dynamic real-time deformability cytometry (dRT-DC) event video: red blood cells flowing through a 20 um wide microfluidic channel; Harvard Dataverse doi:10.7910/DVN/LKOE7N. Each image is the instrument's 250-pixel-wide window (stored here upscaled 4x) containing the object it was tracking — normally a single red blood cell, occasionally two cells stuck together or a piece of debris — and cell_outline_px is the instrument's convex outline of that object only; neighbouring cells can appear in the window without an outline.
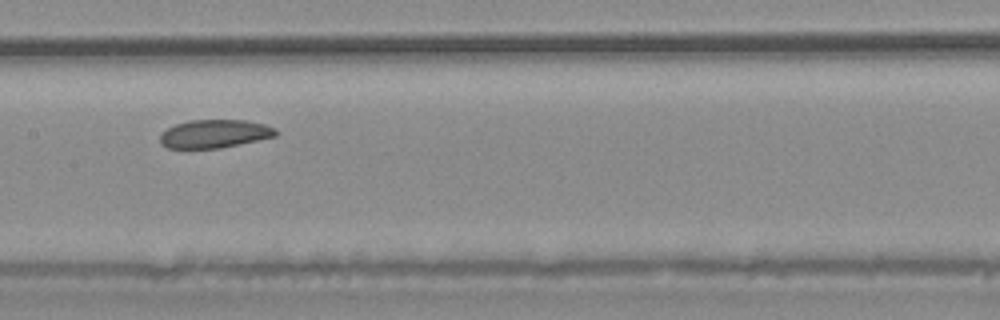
{"species": "common noctule bat (a hibernating species)", "species_latin": "Nyctalus noctula", "temperature_condition": "warm", "stored_images_in_passage": 7, "camera_frame_rate_fps": 3000, "um_per_image_px": 0.085, "animal": {"sex": "male", "body_mass_g": 20.4}, "frame": {"image": 1, "passage_image": 5, "time_ms": 4.667, "image_size_px": [1000, 320], "cell_outline_px": [[280, 132], [276, 136], [220, 148], [168, 148], [160, 144], [160, 136], [168, 128], [176, 124], [188, 120], [248, 120], [264, 124], [276, 128]], "centroid_in_image_um": [18.27, 11.36], "position_along_channel_um": 189.1, "area_um2": 19.07}}
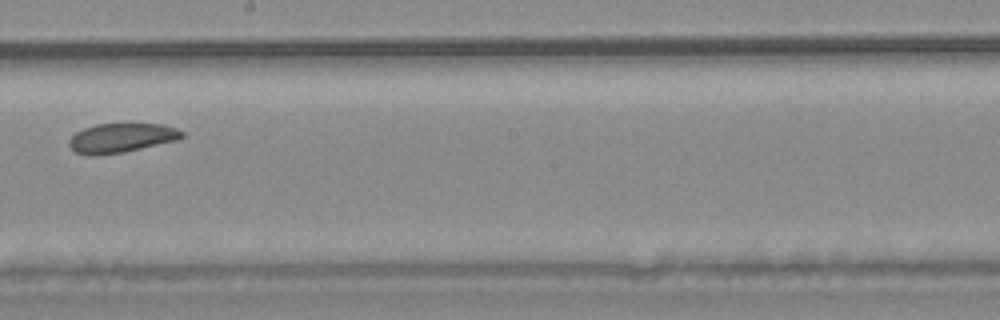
{"frame": {"image": 2, "passage_image": 6, "time_ms": 5.667, "image_size_px": [1000, 320], "cell_outline_px": [[184, 136], [176, 140], [124, 152], [92, 156], [88, 156], [76, 152], [68, 144], [68, 140], [76, 132], [84, 128], [96, 124], [164, 124], [176, 128], [184, 132]], "centroid_in_image_um": [10.3, 11.72], "position_along_channel_um": 237.9, "area_um2": 19.19}}